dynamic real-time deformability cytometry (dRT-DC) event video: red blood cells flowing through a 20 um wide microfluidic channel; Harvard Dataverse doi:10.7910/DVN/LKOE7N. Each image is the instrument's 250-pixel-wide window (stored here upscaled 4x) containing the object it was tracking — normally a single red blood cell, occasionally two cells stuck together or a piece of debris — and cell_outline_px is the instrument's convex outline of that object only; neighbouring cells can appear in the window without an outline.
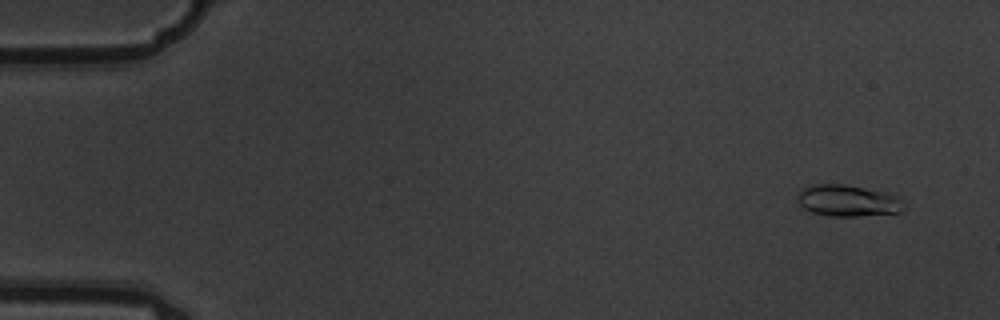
{"species": "common noctule bat (a hibernating species)", "species_latin": "Nyctalus noctula", "temperature_condition": "warm", "stored_images_in_passage": 5, "camera_frame_rate_fps": 3000, "um_per_image_px": 0.085, "animal": {"sex": "male", "body_mass_g": 19.5, "forearm_length_mm": 54.6}, "frame": {"image": 1, "passage_image": 2, "time_ms": 0.333, "image_size_px": [1000, 320], "cell_outline_px": [[900, 212], [860, 216], [832, 216], [812, 212], [804, 208], [796, 200], [796, 196], [804, 188], [812, 184], [844, 184], [892, 192], [900, 196]], "centroid_in_image_um": [72.06, 17.03], "position_along_channel_um": 12.9, "area_um2": 19.59}}